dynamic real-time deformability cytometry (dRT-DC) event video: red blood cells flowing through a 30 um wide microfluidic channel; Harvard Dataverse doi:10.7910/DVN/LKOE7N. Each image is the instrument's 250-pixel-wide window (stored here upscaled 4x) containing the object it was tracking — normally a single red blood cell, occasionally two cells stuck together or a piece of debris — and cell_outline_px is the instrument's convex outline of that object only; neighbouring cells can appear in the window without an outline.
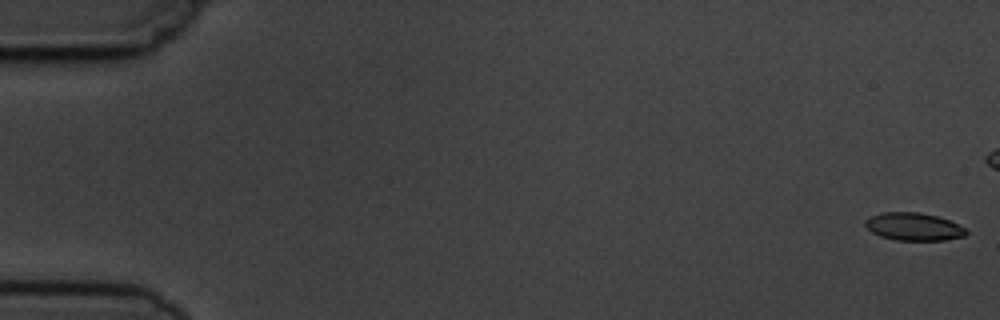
{"species": "common noctule bat (a hibernating species)", "species_latin": "Nyctalus noctula", "temperature_condition": "cold", "stored_images_in_passage": 8, "camera_frame_rate_fps": 3000, "um_per_image_px": 0.085, "animal": {"sex": "male", "body_mass_g": 19.5, "forearm_length_mm": 54.6}, "frame": {"image": 1, "passage_image": 1, "time_ms": 0.0, "image_size_px": [1000, 320], "cell_outline_px": [[968, 232], [964, 236], [944, 240], [896, 240], [880, 236], [872, 232], [864, 224], [864, 220], [880, 212], [920, 212], [936, 216], [948, 220], [964, 228]], "centroid_in_image_um": [77.63, 19.26], "position_along_channel_um": 7.4, "area_um2": 16.18}}
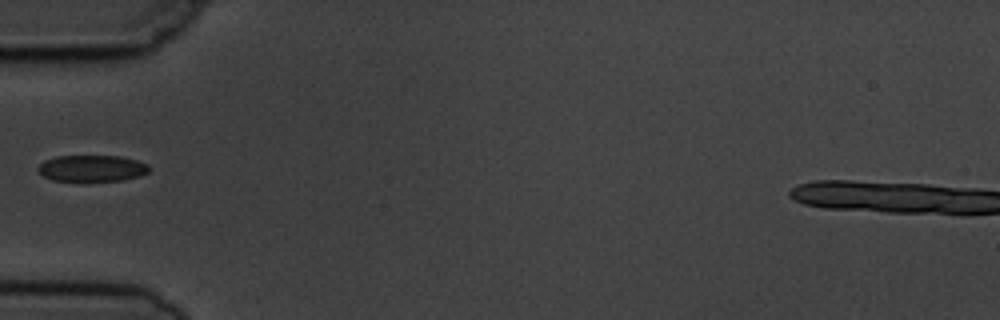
{"frame": {"image": 2, "passage_image": 7, "time_ms": 7.667, "image_size_px": [1000, 320], "cell_outline_px": [[152, 168], [148, 172], [140, 176], [124, 180], [52, 180], [44, 176], [36, 168], [44, 160], [56, 156], [120, 156], [136, 160], [148, 164]], "centroid_in_image_um": [7.84, 14.29], "position_along_channel_um": 77.2, "area_um2": 16.99}}
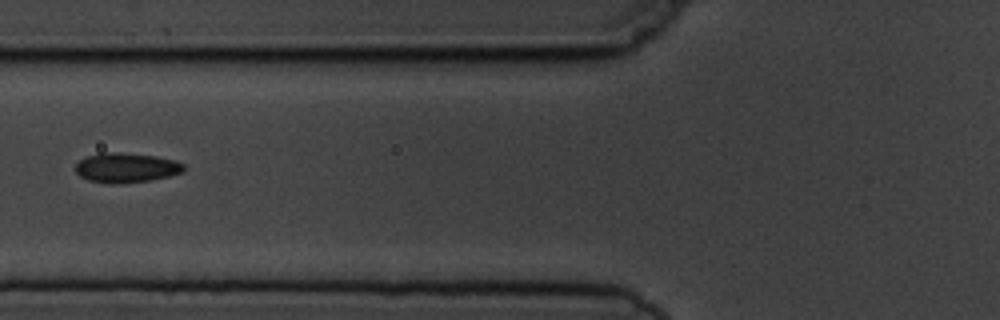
{"frame": {"image": 3, "passage_image": 8, "time_ms": 8.667, "image_size_px": [1000, 320], "cell_outline_px": [[184, 172], [152, 180], [112, 184], [108, 184], [88, 180], [80, 176], [76, 172], [76, 164], [84, 156], [100, 152], [116, 152], [156, 156], [176, 160], [184, 164]], "centroid_in_image_um": [10.71, 14.25], "position_along_channel_um": 115.1, "area_um2": 18.9}}